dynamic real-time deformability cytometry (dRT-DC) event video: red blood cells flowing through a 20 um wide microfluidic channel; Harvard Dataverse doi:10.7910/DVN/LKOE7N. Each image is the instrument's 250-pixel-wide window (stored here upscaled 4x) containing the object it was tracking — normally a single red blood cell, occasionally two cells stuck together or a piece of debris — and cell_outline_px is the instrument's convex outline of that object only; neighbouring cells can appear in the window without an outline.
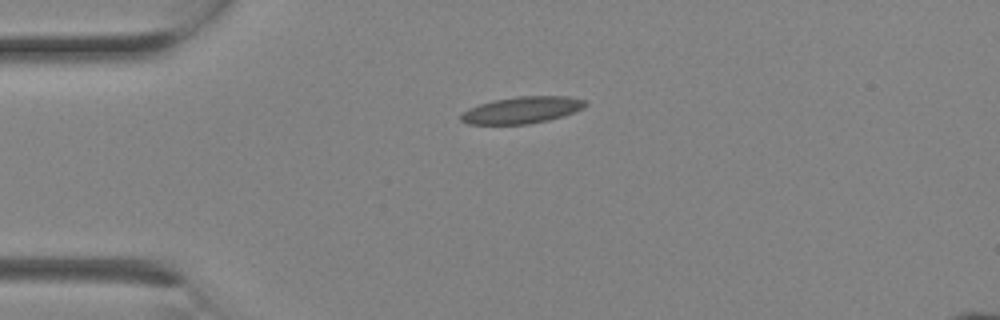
{"species": "Egyptian fruit bat (a non-hibernating species)", "species_latin": "Rousettus aegyptiacus", "temperature_condition": "room temperature", "stored_images_in_passage": 4, "camera_frame_rate_fps": 3000, "um_per_image_px": 0.085, "animal": {"sex": "female"}, "frame": {"image": 1, "passage_image": 4, "time_ms": 1.0, "image_size_px": [1000, 320], "cell_outline_px": [[588, 104], [584, 108], [548, 120], [528, 124], [468, 124], [460, 120], [460, 116], [468, 108], [492, 100], [516, 96], [568, 96], [588, 100]], "centroid_in_image_um": [44.38, 9.34], "position_along_channel_um": 40.6, "area_um2": 19.42}}